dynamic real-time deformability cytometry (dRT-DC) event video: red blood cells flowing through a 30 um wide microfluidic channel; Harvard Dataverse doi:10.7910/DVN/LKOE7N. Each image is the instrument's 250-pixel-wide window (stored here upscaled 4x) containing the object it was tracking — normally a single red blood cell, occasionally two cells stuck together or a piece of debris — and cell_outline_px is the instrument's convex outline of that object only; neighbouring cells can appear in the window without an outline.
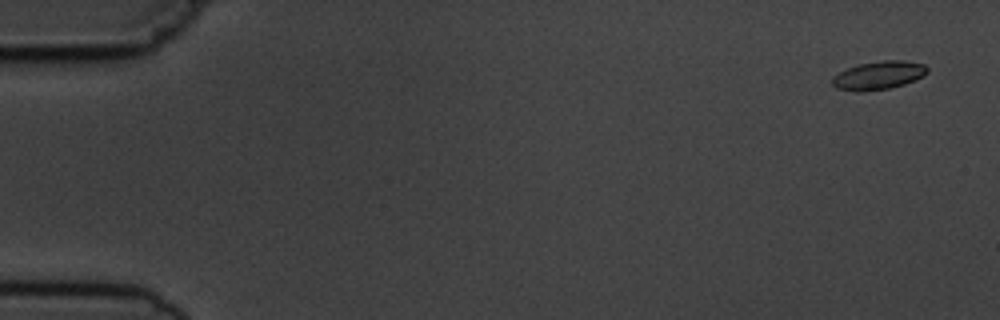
{"species": "common noctule bat (a hibernating species)", "species_latin": "Nyctalus noctula", "temperature_condition": "cold", "stored_images_in_passage": 5, "camera_frame_rate_fps": 3000, "um_per_image_px": 0.085, "animal": {"sex": "male", "body_mass_g": 19.5, "forearm_length_mm": 54.6}, "frame": {"image": 1, "passage_image": 1, "time_ms": 0.0, "image_size_px": [1000, 320], "cell_outline_px": [[928, 72], [924, 76], [916, 80], [904, 84], [888, 88], [836, 88], [832, 84], [832, 76], [848, 68], [860, 64], [884, 60], [904, 60], [924, 64], [928, 68]], "centroid_in_image_um": [74.78, 6.34], "position_along_channel_um": 10.2, "area_um2": 14.91}}
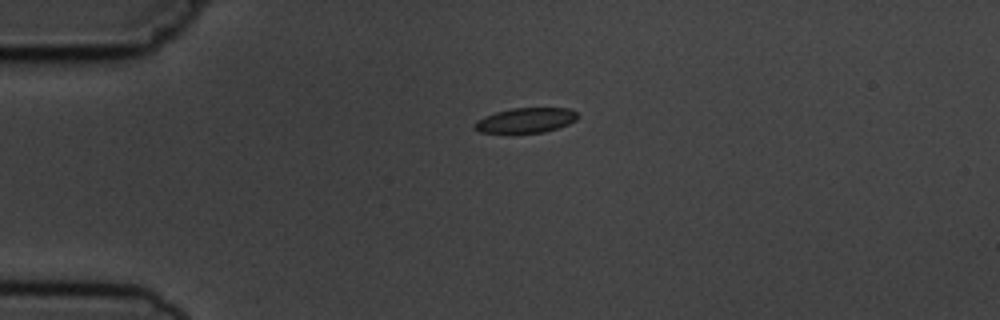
{"frame": {"image": 2, "passage_image": 4, "time_ms": 3.667, "image_size_px": [1000, 320], "cell_outline_px": [[580, 116], [576, 120], [568, 124], [544, 132], [480, 132], [472, 128], [472, 124], [476, 120], [484, 116], [496, 112], [512, 108], [568, 108], [576, 112]], "centroid_in_image_um": [44.67, 10.21], "position_along_channel_um": 40.3, "area_um2": 14.91}}